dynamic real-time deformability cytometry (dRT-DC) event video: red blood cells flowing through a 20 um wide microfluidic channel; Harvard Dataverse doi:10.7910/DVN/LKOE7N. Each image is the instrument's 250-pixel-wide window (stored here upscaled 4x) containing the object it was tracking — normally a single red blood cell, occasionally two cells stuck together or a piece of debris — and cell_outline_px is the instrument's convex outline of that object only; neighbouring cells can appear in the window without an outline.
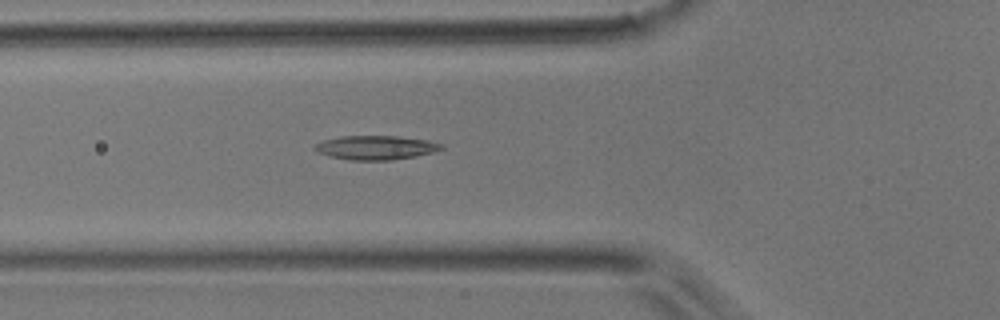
{"species": "common noctule bat (a hibernating species)", "species_latin": "Nyctalus noctula", "temperature_condition": "room temperature", "stored_images_in_passage": 18, "camera_frame_rate_fps": 3000, "um_per_image_px": 0.085, "animal": {"sex": "male", "body_mass_g": 17.9}, "frame": {"image": 1, "passage_image": 18, "time_ms": 5.667, "image_size_px": [1000, 320], "cell_outline_px": [[444, 148], [432, 152], [416, 156], [392, 160], [348, 160], [332, 156], [320, 152], [312, 148], [312, 144], [324, 140], [340, 136], [396, 136], [428, 140], [444, 144]], "centroid_in_image_um": [31.94, 12.54], "position_along_channel_um": 93.9, "area_um2": 17.74}}